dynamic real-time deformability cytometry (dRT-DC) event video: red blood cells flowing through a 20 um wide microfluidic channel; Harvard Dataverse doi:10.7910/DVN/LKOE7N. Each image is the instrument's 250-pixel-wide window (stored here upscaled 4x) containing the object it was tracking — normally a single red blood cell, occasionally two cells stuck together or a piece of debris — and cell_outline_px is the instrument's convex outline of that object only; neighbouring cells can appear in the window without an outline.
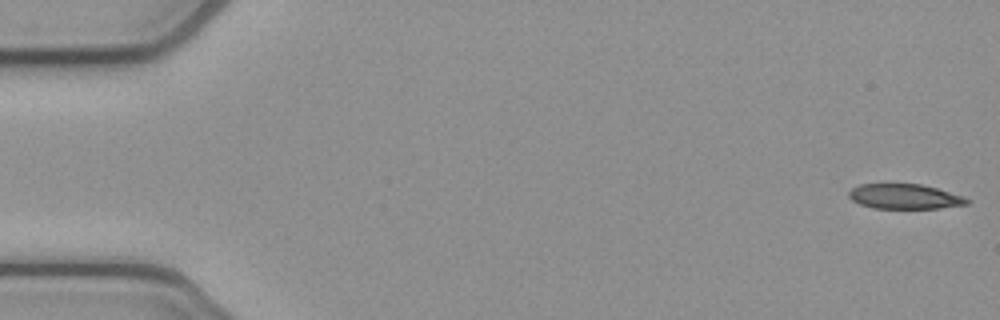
{"species": "common noctule bat (a hibernating species)", "species_latin": "Nyctalus noctula", "temperature_condition": "cold", "stored_images_in_passage": 52, "camera_frame_rate_fps": 3000, "um_per_image_px": 0.085, "animal": {"sex": "female", "body_mass_g": 21.9}, "frame": {"image": 1, "passage_image": 1, "time_ms": 0.0, "image_size_px": [1000, 320], "cell_outline_px": [[972, 200], [968, 204], [940, 208], [872, 208], [860, 204], [852, 200], [848, 196], [848, 192], [852, 188], [860, 184], [920, 184], [936, 188], [964, 196]], "centroid_in_image_um": [76.91, 16.7], "position_along_channel_um": 8.1, "area_um2": 17.17}}
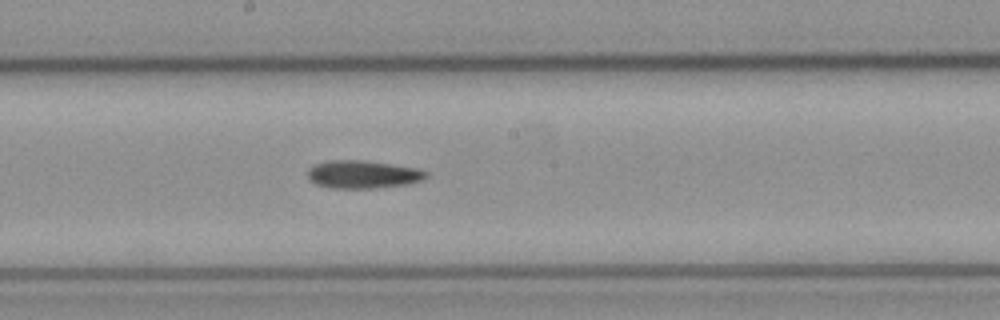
{"frame": {"image": 2, "passage_image": 28, "time_ms": 9.0, "image_size_px": [1000, 320], "cell_outline_px": [[428, 176], [420, 180], [408, 184], [376, 188], [328, 188], [316, 184], [308, 180], [308, 168], [316, 164], [328, 160], [364, 160], [420, 168], [428, 172]], "centroid_in_image_um": [30.84, 14.82], "position_along_channel_um": 217.4, "area_um2": 19.48}}
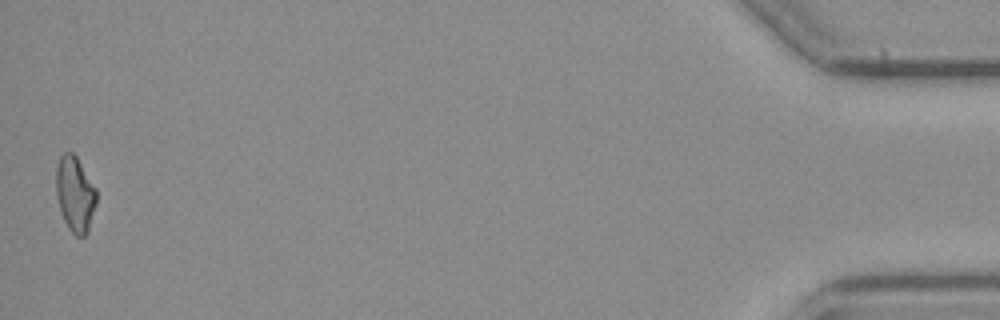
{"frame": {"image": 3, "passage_image": 52, "time_ms": 17.0, "image_size_px": [1000, 320], "cell_outline_px": [[96, 204], [88, 232], [84, 236], [76, 236], [68, 228], [60, 212], [56, 196], [56, 164], [60, 156], [64, 152], [72, 152], [76, 156], [96, 188]], "centroid_in_image_um": [6.36, 16.5], "position_along_channel_um": 428.8, "area_um2": 17.86}}